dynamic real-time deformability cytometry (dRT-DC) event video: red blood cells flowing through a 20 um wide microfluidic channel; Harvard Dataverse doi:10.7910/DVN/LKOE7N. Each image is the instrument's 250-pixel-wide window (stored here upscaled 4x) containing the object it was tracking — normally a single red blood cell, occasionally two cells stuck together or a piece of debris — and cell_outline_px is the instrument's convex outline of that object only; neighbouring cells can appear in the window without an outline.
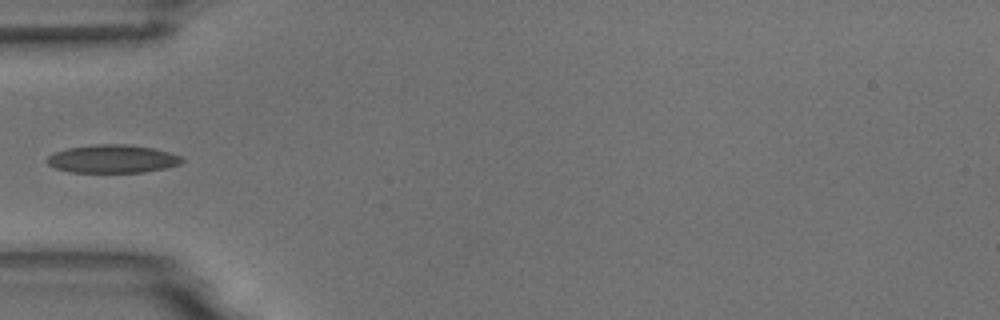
{"species": "common noctule bat (a hibernating species)", "species_latin": "Nyctalus noctula", "temperature_condition": "room temperature", "stored_images_in_passage": 5, "camera_frame_rate_fps": 3000, "um_per_image_px": 0.085, "animal": {"sex": "male", "body_mass_g": 18.8}, "frame": {"image": 1, "passage_image": 5, "time_ms": 5.333, "image_size_px": [1000, 320], "cell_outline_px": [[184, 160], [180, 164], [164, 168], [144, 172], [68, 172], [56, 168], [48, 164], [48, 156], [56, 152], [68, 148], [96, 144], [128, 144], [152, 148], [168, 152], [180, 156]], "centroid_in_image_um": [9.57, 13.5], "position_along_channel_um": 75.4, "area_um2": 21.91}}